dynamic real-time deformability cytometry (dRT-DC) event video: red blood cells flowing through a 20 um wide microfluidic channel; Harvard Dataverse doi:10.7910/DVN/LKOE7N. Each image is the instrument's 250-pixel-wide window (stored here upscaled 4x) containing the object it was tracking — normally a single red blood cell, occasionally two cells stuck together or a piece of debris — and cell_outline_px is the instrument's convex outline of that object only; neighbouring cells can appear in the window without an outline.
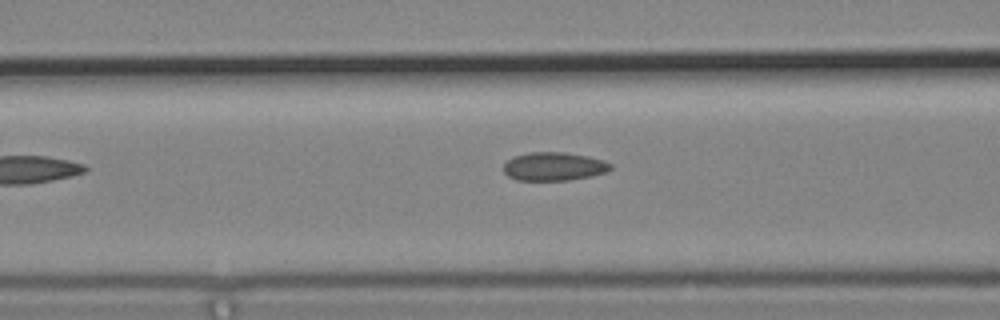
{"species": "common noctule bat (a hibernating species)", "species_latin": "Nyctalus noctula", "temperature_condition": "cold", "stored_images_in_passage": 4, "camera_frame_rate_fps": 3000, "um_per_image_px": 0.085, "animal": {"sex": "male", "body_mass_g": 19.2, "forearm_length_mm": 51.8}, "frame": {"image": 1, "passage_image": 3, "time_ms": 0.667, "image_size_px": [1000, 320], "cell_outline_px": [[612, 168], [608, 172], [592, 176], [568, 180], [516, 180], [508, 176], [504, 172], [504, 164], [508, 160], [516, 156], [528, 152], [564, 152], [588, 156], [604, 160], [612, 164]], "centroid_in_image_um": [47.12, 14.15], "position_along_channel_um": 119.5, "area_um2": 17.8}}
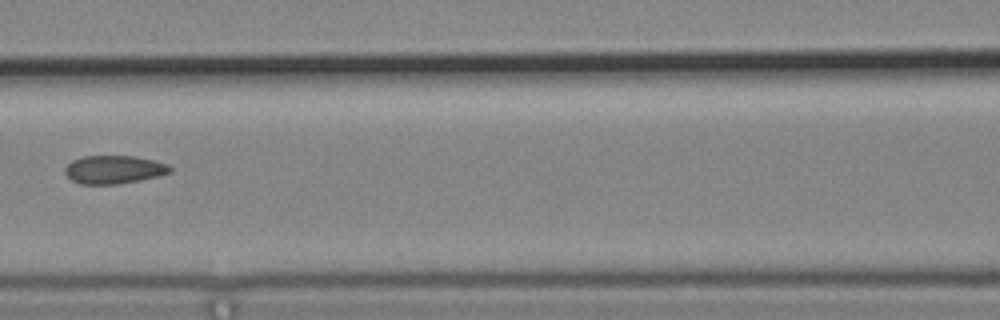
{"frame": {"image": 2, "passage_image": 4, "time_ms": 1.0, "image_size_px": [1000, 320], "cell_outline_px": [[172, 172], [160, 176], [120, 184], [80, 184], [72, 180], [64, 172], [64, 168], [72, 160], [84, 156], [136, 156], [168, 164], [172, 168]], "centroid_in_image_um": [9.7, 14.42], "position_along_channel_um": 156.9, "area_um2": 17.4}}